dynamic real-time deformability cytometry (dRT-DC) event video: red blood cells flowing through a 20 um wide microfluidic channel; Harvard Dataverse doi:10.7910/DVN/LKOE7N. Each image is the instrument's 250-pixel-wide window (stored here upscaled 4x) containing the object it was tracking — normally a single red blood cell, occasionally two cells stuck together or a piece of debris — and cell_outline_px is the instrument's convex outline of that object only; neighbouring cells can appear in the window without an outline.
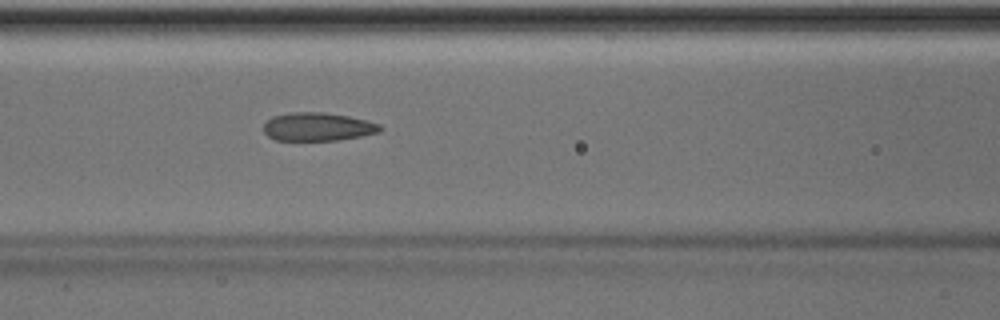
{"species": "Egyptian fruit bat (a non-hibernating species)", "species_latin": "Rousettus aegyptiacus", "temperature_condition": "room temperature", "stored_images_in_passage": 51, "camera_frame_rate_fps": 3000, "um_per_image_px": 0.085, "animal": {"sex": "male"}, "frame": {"image": 1, "passage_image": 22, "time_ms": 7.0, "image_size_px": [1000, 320], "cell_outline_px": [[384, 128], [380, 132], [360, 136], [336, 140], [276, 140], [268, 136], [264, 132], [264, 124], [272, 116], [292, 112], [324, 112], [348, 116], [368, 120], [380, 124]], "centroid_in_image_um": [27.03, 10.77], "position_along_channel_um": 139.6, "area_um2": 19.25}, "authors_computed_cell_mechanics": {"area_um2": 19.8832, "velocity_mm_per_s": 4.053, "shape_relaxation_time_tau1_ms": 5.8732, "shape_relaxation_time_tau2_ms": 2.4434, "deformation_change_tau1": 0.1364, "deformation_change_tau2": 0.0819}}